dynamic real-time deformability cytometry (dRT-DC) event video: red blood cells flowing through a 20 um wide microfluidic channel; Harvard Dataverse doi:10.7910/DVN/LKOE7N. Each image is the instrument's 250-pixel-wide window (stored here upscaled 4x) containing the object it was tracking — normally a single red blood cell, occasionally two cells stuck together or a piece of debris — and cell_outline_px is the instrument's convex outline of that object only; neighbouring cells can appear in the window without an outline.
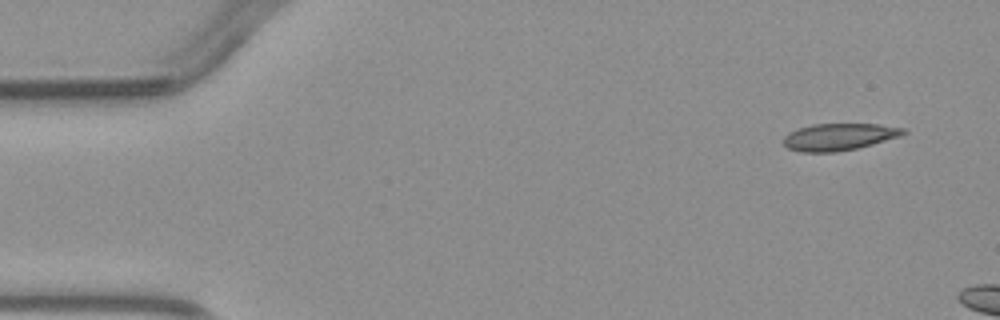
{"species": "common noctule bat (a hibernating species)", "species_latin": "Nyctalus noctula", "temperature_condition": "warm", "stored_images_in_passage": 3, "camera_frame_rate_fps": 3000, "um_per_image_px": 0.085, "animal": {"sex": "male", "body_mass_g": 23.1, "forearm_length_mm": 52.7}, "frame": {"image": 1, "passage_image": 1, "time_ms": 0.0, "image_size_px": [1000, 320], "cell_outline_px": [[908, 132], [900, 136], [872, 144], [856, 148], [836, 152], [800, 152], [788, 148], [784, 144], [784, 136], [788, 132], [812, 124], [876, 124], [908, 128]], "centroid_in_image_um": [71.34, 11.63], "position_along_channel_um": 13.7, "area_um2": 18.84}}